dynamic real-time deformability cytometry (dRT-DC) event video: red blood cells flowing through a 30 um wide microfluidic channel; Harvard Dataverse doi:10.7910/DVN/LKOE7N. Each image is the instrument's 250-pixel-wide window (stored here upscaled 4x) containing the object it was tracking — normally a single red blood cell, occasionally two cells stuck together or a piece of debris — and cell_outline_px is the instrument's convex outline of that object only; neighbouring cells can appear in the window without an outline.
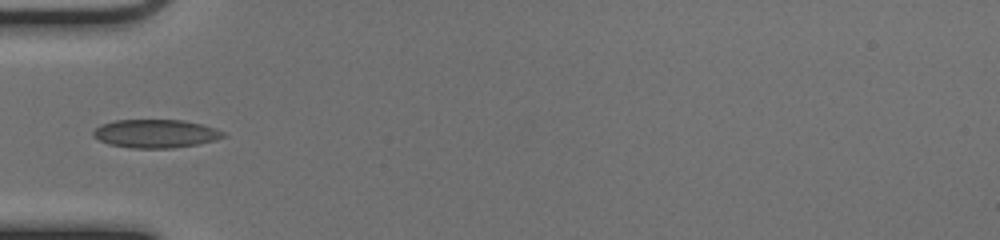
{"species": "common noctule bat (a hibernating species)", "species_latin": "Nyctalus noctula", "temperature_condition": "cold", "stored_images_in_passage": 35, "camera_frame_rate_fps": 3000, "um_per_image_px": 0.085, "animal": {"sex": "female", "body_mass_g": 17.0, "forearm_length_mm": 48.0}, "frame": {"image": 1, "passage_image": 1, "time_ms": 0.0, "image_size_px": [1000, 240], "cell_outline_px": [[228, 136], [216, 140], [196, 144], [172, 148], [132, 148], [108, 144], [92, 136], [92, 132], [100, 124], [116, 120], [184, 120], [216, 128], [224, 132]], "centroid_in_image_um": [13.23, 11.35], "position_along_channel_um": 71.8, "area_um2": 21.56}}
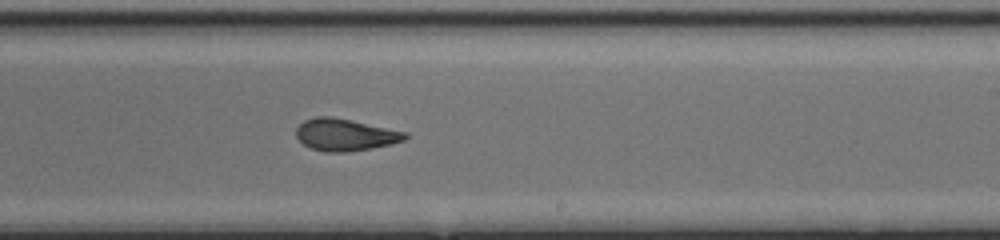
{"frame": {"image": 2, "passage_image": 15, "time_ms": 4.667, "image_size_px": [1000, 240], "cell_outline_px": [[408, 136], [404, 140], [392, 144], [372, 148], [344, 152], [324, 152], [312, 148], [304, 144], [296, 136], [296, 128], [304, 120], [316, 116], [332, 116], [352, 120], [408, 132]], "centroid_in_image_um": [29.35, 11.44], "position_along_channel_um": 259.7, "area_um2": 20.4}}
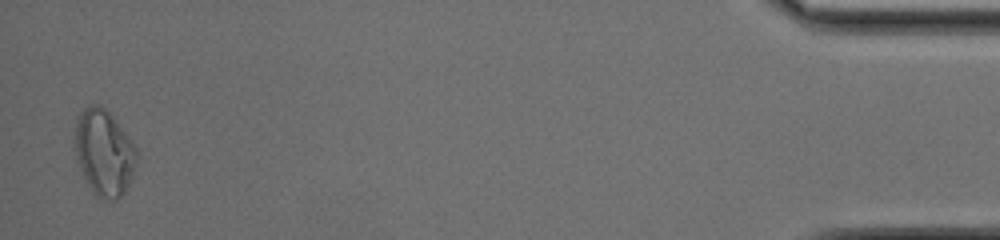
{"frame": {"image": 3, "passage_image": 34, "time_ms": 11.0, "image_size_px": [1000, 240], "cell_outline_px": [[136, 160], [128, 184], [124, 192], [116, 200], [104, 200], [96, 196], [92, 192], [76, 160], [76, 116], [84, 108], [92, 104], [96, 104], [104, 108], [112, 116], [136, 148]], "centroid_in_image_um": [8.82, 12.98], "position_along_channel_um": 426.4, "area_um2": 30.35}, "authors_computed_cell_mechanics": {"area_um2": 20.6924, "velocity_mm_per_s": 4.0155, "shape_relaxation_time_tau1_ms": 6.4224, "shape_relaxation_time_tau2_ms": 1.2084, "deformation_change_tau1": 0.1518, "deformation_change_tau2": 0.0567}}